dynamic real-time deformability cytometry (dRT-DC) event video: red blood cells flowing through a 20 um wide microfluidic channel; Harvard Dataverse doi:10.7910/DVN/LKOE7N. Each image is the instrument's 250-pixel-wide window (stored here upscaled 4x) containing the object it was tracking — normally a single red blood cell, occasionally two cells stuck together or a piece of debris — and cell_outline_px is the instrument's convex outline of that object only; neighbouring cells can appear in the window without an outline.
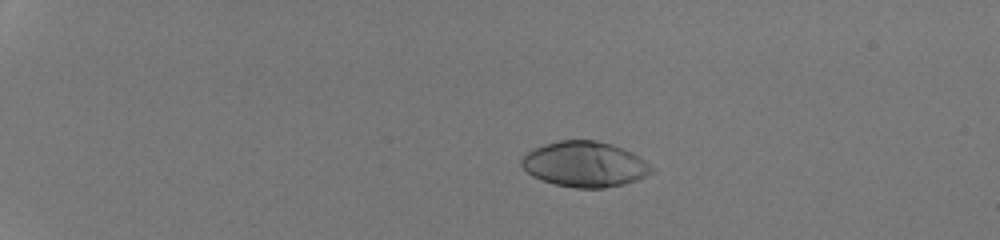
{"species": "human", "species_latin": "Homo sapiens", "temperature_condition": "room temperature", "stored_images_in_passage": 40, "camera_frame_rate_fps": 3000, "um_per_image_px": 0.085, "donor": {"sex": "male"}, "frame": {"image": 1, "passage_image": 1, "time_ms": 0.0, "image_size_px": [1000, 240], "cell_outline_px": [[656, 172], [636, 180], [624, 184], [604, 188], [576, 188], [556, 184], [540, 180], [532, 176], [520, 164], [520, 160], [532, 148], [544, 144], [560, 140], [596, 140], [612, 144], [632, 152], [656, 168]], "centroid_in_image_um": [49.73, 13.96], "position_along_channel_um": 35.3, "area_um2": 34.68}}
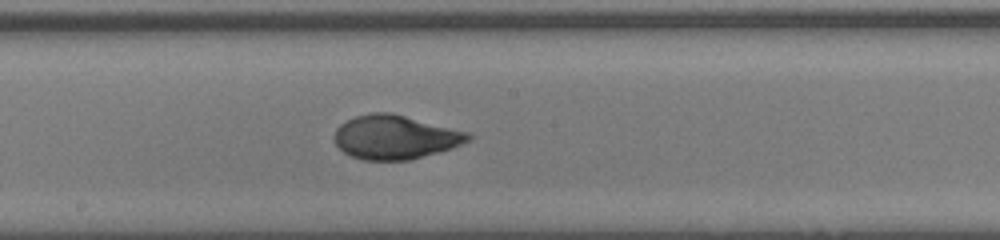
{"frame": {"image": 2, "passage_image": 21, "time_ms": 6.667, "image_size_px": [1000, 240], "cell_outline_px": [[472, 140], [452, 148], [408, 160], [364, 160], [352, 156], [344, 152], [336, 144], [332, 136], [336, 128], [340, 124], [356, 116], [372, 112], [388, 112], [472, 132]], "centroid_in_image_um": [33.61, 11.65], "position_along_channel_um": 214.6, "area_um2": 34.33}}
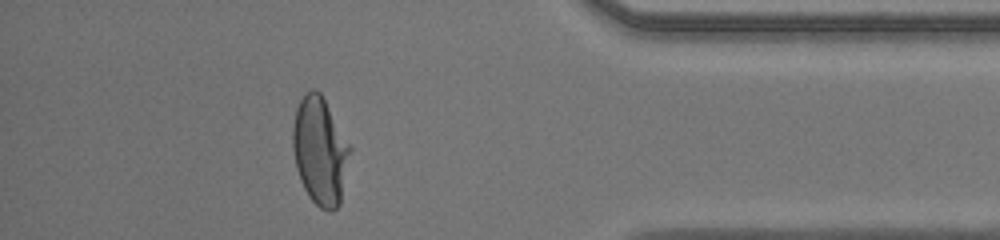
{"frame": {"image": 3, "passage_image": 36, "time_ms": 11.667, "image_size_px": [1000, 240], "cell_outline_px": [[352, 148], [340, 204], [332, 212], [328, 212], [320, 208], [308, 196], [300, 180], [296, 168], [292, 148], [292, 128], [296, 108], [304, 92], [312, 88], [316, 88], [320, 92]], "centroid_in_image_um": [27.19, 12.83], "position_along_channel_um": 408.0, "area_um2": 36.24}, "authors_computed_cell_mechanics": {"area_um2": 34.0153, "velocity_mm_per_s": 4.2811, "shape_relaxation_time_tau1_ms": 3.7993, "shape_relaxation_time_tau2_ms": null, "deformation_change_tau1": 0.2098, "deformation_change_tau2": null}}